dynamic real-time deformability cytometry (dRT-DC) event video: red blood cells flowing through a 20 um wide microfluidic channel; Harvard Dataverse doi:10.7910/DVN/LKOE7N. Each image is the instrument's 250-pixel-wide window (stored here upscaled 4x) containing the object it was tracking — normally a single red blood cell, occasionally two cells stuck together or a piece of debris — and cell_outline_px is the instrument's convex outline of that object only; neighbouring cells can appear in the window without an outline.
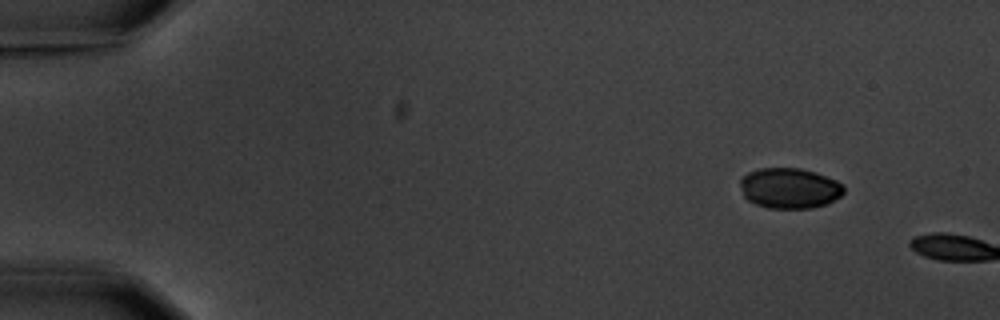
{"species": "common noctule bat (a hibernating species)", "species_latin": "Nyctalus noctula", "temperature_condition": "warm", "stored_images_in_passage": 3, "segment_of_instrument_passage": [2, 2], "camera_frame_rate_fps": 3000, "um_per_image_px": 0.085, "animal": {"sex": "male", "body_mass_g": 20.1, "forearm_length_mm": 53.5}, "frame": {"image": 1, "passage_image": 3, "time_ms": 3.333, "image_size_px": [1000, 320], "cell_outline_px": [[844, 192], [840, 196], [824, 204], [812, 208], [768, 208], [756, 204], [748, 200], [744, 196], [740, 184], [740, 180], [748, 172], [760, 168], [800, 168], [816, 172], [836, 180], [844, 184]], "centroid_in_image_um": [67.11, 15.99], "position_along_channel_um": 17.9, "area_um2": 24.39}}